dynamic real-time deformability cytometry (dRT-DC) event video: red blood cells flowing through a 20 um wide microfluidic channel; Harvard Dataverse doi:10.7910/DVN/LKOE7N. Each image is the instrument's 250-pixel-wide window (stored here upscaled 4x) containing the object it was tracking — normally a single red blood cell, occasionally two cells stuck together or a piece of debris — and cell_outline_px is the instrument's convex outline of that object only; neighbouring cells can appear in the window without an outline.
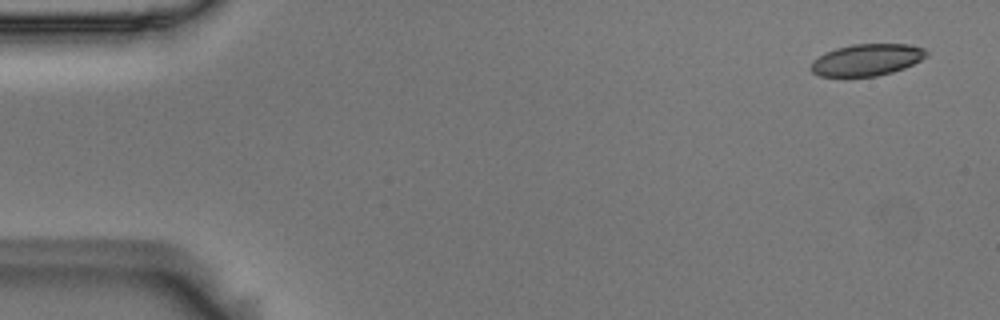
{"species": "Egyptian fruit bat (a non-hibernating species)", "species_latin": "Rousettus aegyptiacus", "temperature_condition": "room temperature", "stored_images_in_passage": 6, "camera_frame_rate_fps": 3000, "um_per_image_px": 0.085, "animal": {"sex": "male"}, "frame": {"image": 1, "passage_image": 1, "time_ms": 0.0, "image_size_px": [1000, 320], "cell_outline_px": [[928, 56], [904, 68], [892, 72], [876, 76], [820, 76], [812, 72], [808, 68], [812, 60], [824, 52], [836, 48], [852, 44], [908, 44], [924, 48], [928, 52]], "centroid_in_image_um": [73.65, 5.08], "position_along_channel_um": 11.4, "area_um2": 21.5}}